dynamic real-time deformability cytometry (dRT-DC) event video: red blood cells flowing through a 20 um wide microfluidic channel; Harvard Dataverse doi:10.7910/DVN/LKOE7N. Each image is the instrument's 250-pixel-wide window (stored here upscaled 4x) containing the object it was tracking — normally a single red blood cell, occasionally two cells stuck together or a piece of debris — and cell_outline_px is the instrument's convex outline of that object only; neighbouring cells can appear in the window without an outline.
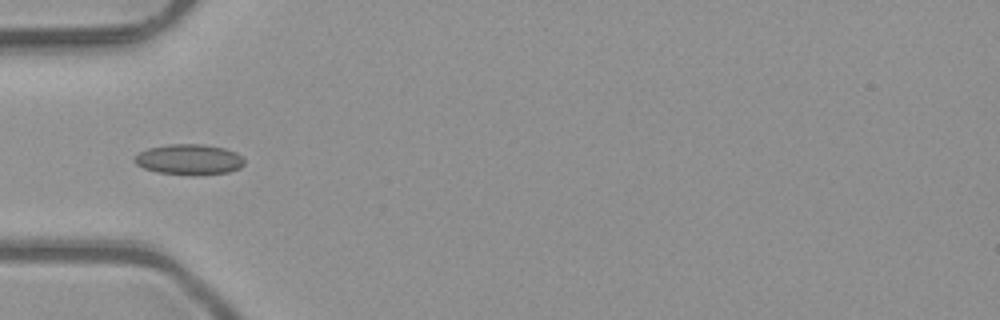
{"species": "common noctule bat (a hibernating species)", "species_latin": "Nyctalus noctula", "temperature_condition": "room temperature", "stored_images_in_passage": 37, "camera_frame_rate_fps": 3000, "um_per_image_px": 0.085, "animal": {"sex": "male", "body_mass_g": 23.1, "forearm_length_mm": 52.7}, "frame": {"image": 1, "passage_image": 3, "time_ms": 0.667, "image_size_px": [1000, 320], "cell_outline_px": [[244, 164], [240, 168], [228, 172], [196, 176], [156, 172], [144, 168], [136, 164], [132, 160], [132, 156], [148, 148], [168, 144], [204, 144], [224, 148], [236, 152], [244, 160]], "centroid_in_image_um": [16.05, 13.56], "position_along_channel_um": 69.0, "area_um2": 19.83}}
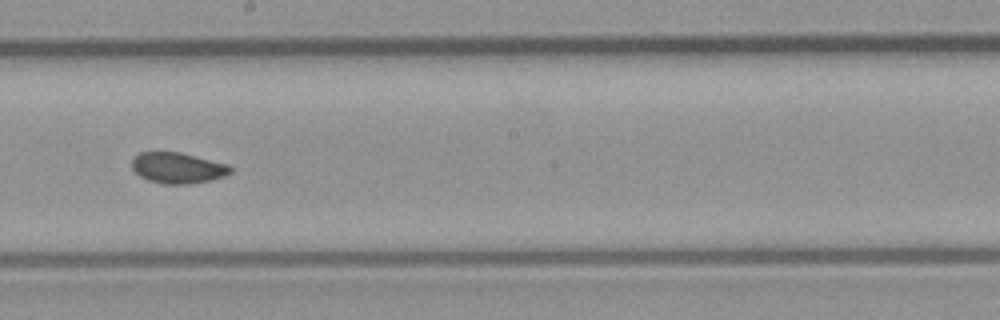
{"frame": {"image": 2, "passage_image": 15, "time_ms": 4.667, "image_size_px": [1000, 320], "cell_outline_px": [[232, 172], [224, 176], [212, 180], [188, 184], [164, 184], [148, 180], [140, 176], [132, 168], [132, 156], [140, 152], [180, 152], [228, 164], [232, 168]], "centroid_in_image_um": [15.1, 14.27], "position_along_channel_um": 233.1, "area_um2": 17.8}}
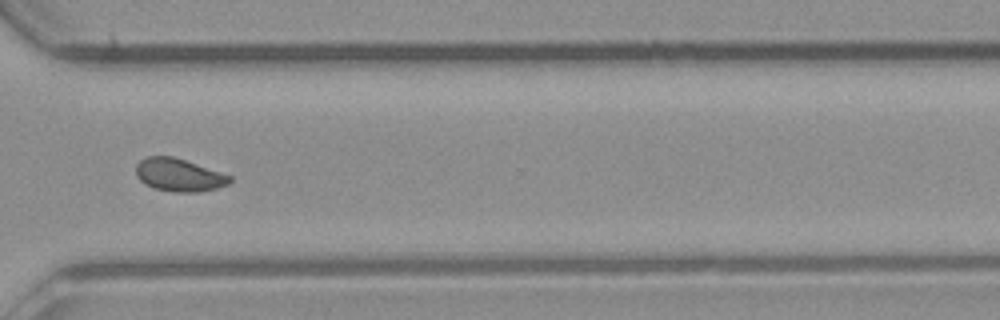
{"frame": {"image": 3, "passage_image": 24, "time_ms": 7.667, "image_size_px": [1000, 320], "cell_outline_px": [[232, 180], [228, 184], [216, 188], [200, 192], [172, 192], [152, 188], [144, 184], [136, 176], [136, 164], [140, 160], [148, 156], [172, 156], [232, 176]], "centroid_in_image_um": [15.18, 14.89], "position_along_channel_um": 355.4, "area_um2": 17.98}, "authors_computed_cell_mechanics": {"area_um2": 17.8024, "velocity_mm_per_s": 4.08, "shape_relaxation_time_tau1_ms": null, "shape_relaxation_time_tau2_ms": 1.3575, "deformation_change_tau1": null, "deformation_change_tau2": 0.0468}}